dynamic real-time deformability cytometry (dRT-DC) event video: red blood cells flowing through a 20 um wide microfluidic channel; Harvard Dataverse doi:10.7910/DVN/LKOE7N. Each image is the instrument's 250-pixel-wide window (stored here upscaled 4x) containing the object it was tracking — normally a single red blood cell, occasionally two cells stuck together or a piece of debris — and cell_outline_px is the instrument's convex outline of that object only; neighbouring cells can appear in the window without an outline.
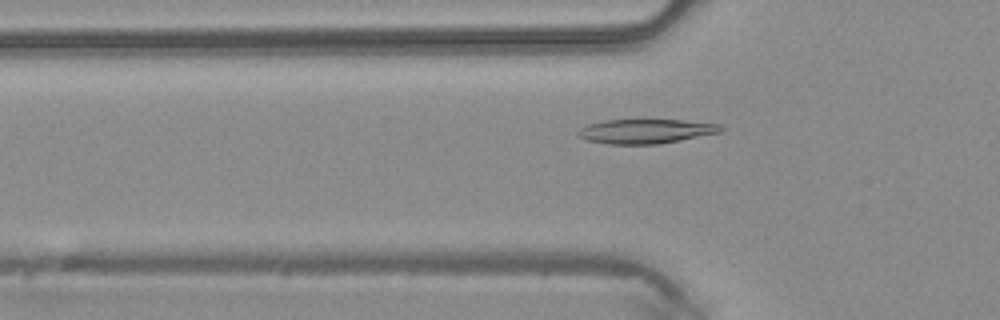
{"species": "common noctule bat (a hibernating species)", "species_latin": "Nyctalus noctula", "temperature_condition": "warm", "stored_images_in_passage": 28, "camera_frame_rate_fps": 3000, "um_per_image_px": 0.085, "animal": {"sex": "male", "body_mass_g": 20.4}, "frame": {"image": 1, "passage_image": 3, "time_ms": 0.667, "image_size_px": [1000, 320], "cell_outline_px": [[724, 128], [720, 132], [660, 144], [608, 144], [588, 140], [576, 136], [576, 132], [580, 128], [588, 124], [600, 120], [684, 120], [720, 124]], "centroid_in_image_um": [54.85, 11.15], "position_along_channel_um": 71.0, "area_um2": 20.35}}
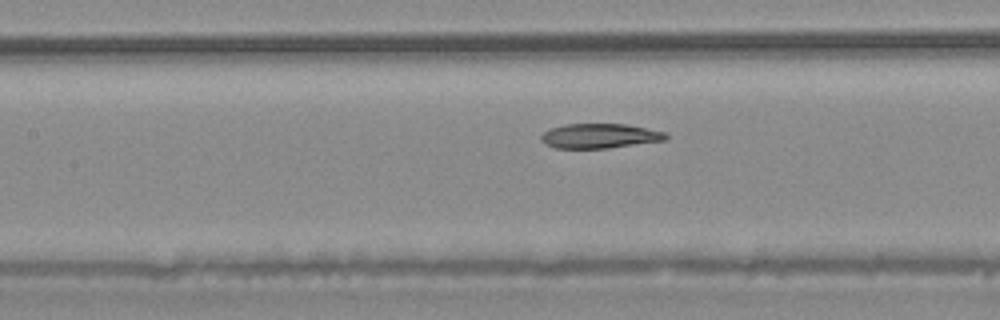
{"frame": {"image": 2, "passage_image": 9, "time_ms": 2.667, "image_size_px": [1000, 320], "cell_outline_px": [[668, 140], [608, 148], [556, 148], [544, 144], [540, 140], [540, 136], [544, 132], [552, 128], [564, 124], [624, 124], [664, 132], [668, 136]], "centroid_in_image_um": [50.95, 11.56], "position_along_channel_um": 156.4, "area_um2": 17.86}}
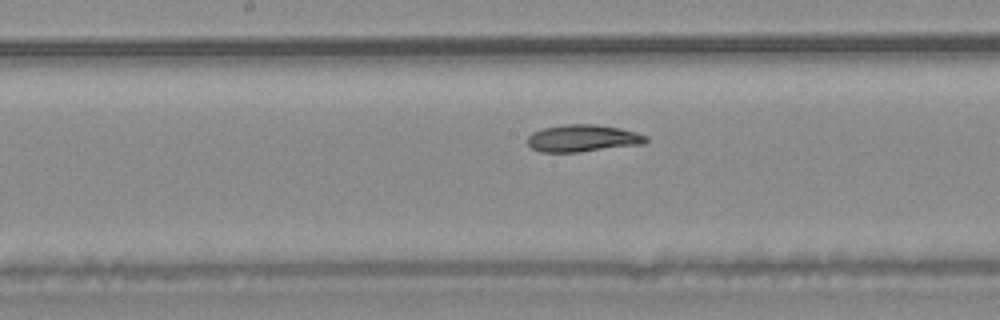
{"frame": {"image": 3, "passage_image": 12, "time_ms": 3.667, "image_size_px": [1000, 320], "cell_outline_px": [[648, 140], [644, 144], [580, 152], [540, 152], [532, 148], [528, 144], [528, 136], [532, 132], [544, 128], [564, 124], [596, 124], [620, 128], [636, 132], [648, 136]], "centroid_in_image_um": [49.55, 11.75], "position_along_channel_um": 198.6, "area_um2": 18.84}}